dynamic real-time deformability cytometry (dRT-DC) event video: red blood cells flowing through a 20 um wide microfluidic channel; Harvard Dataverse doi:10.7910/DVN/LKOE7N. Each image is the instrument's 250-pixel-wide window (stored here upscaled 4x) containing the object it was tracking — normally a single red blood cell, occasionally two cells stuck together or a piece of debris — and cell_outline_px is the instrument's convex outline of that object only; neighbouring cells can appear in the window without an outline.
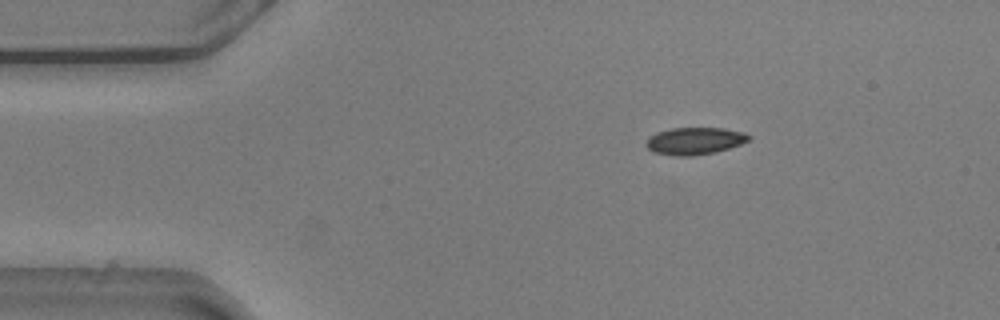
{"species": "common noctule bat (a hibernating species)", "species_latin": "Nyctalus noctula", "temperature_condition": "warm", "stored_images_in_passage": 48, "camera_frame_rate_fps": 3000, "um_per_image_px": 0.085, "animal": {"sex": "male", "body_mass_g": 20.5, "forearm_length_mm": 52.5}, "frame": {"image": 1, "passage_image": 1, "time_ms": 0.0, "image_size_px": [1000, 320], "cell_outline_px": [[752, 136], [748, 140], [740, 144], [716, 152], [692, 156], [672, 156], [652, 152], [644, 144], [656, 132], [672, 128], [724, 128], [744, 132]], "centroid_in_image_um": [59.04, 11.98], "position_along_channel_um": 26.0, "area_um2": 16.3}}
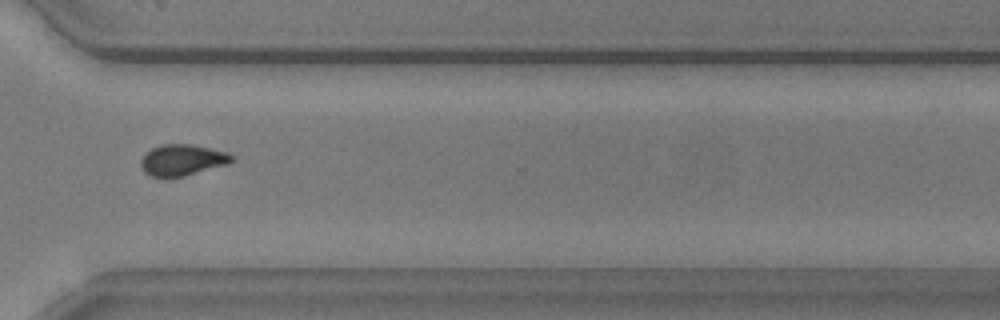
{"frame": {"image": 2, "passage_image": 33, "time_ms": 10.667, "image_size_px": [1000, 320], "cell_outline_px": [[236, 156], [228, 164], [184, 176], [152, 176], [144, 172], [140, 164], [140, 160], [152, 148], [160, 144], [192, 144], [228, 152]], "centroid_in_image_um": [15.53, 13.58], "position_along_channel_um": 355.1, "area_um2": 16.42}}
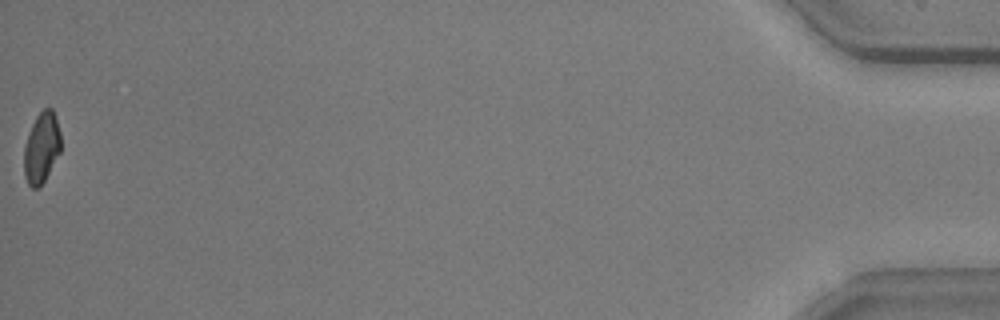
{"frame": {"image": 3, "passage_image": 48, "time_ms": 15.667, "image_size_px": [1000, 320], "cell_outline_px": [[60, 152], [44, 180], [36, 188], [32, 188], [28, 184], [24, 176], [24, 148], [28, 132], [36, 116], [44, 108], [52, 108], [60, 132]], "centroid_in_image_um": [3.51, 12.54], "position_along_channel_um": 431.7, "area_um2": 14.97}, "authors_computed_cell_mechanics": {"area_um2": 16.2996, "velocity_mm_per_s": 3.6131, "shape_relaxation_time_tau1_ms": 2.8418, "shape_relaxation_time_tau2_ms": 1.567, "deformation_change_tau1": 0.1105, "deformation_change_tau2": 0.0632}}